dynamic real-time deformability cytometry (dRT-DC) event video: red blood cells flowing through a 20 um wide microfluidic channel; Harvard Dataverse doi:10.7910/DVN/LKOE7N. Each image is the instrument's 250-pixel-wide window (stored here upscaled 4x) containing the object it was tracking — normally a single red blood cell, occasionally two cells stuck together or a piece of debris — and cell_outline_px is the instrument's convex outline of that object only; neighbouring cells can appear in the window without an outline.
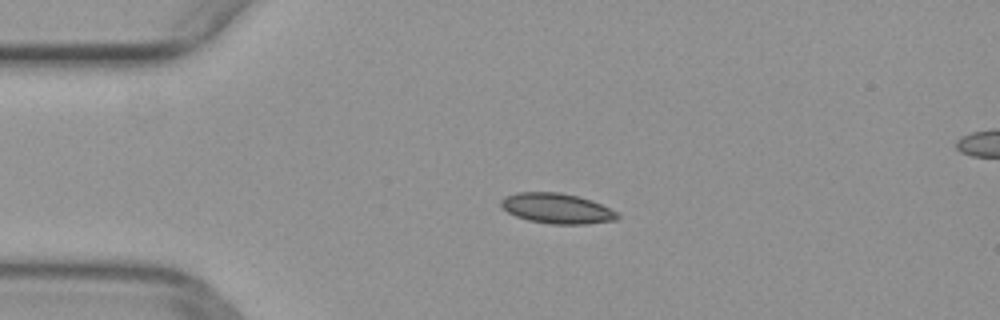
{"species": "common noctule bat (a hibernating species)", "species_latin": "Nyctalus noctula", "temperature_condition": "warm", "stored_images_in_passage": 49, "camera_frame_rate_fps": 3000, "um_per_image_px": 0.085, "animal": {"sex": "female", "body_mass_g": 29.2, "forearm_length_mm": 56.3}, "frame": {"image": 1, "passage_image": 10, "time_ms": 3.0, "image_size_px": [1000, 320], "cell_outline_px": [[620, 216], [616, 220], [588, 224], [552, 224], [528, 220], [516, 216], [508, 212], [500, 204], [500, 200], [504, 196], [516, 192], [560, 192], [580, 196], [592, 200], [616, 212]], "centroid_in_image_um": [47.32, 17.71], "position_along_channel_um": 37.7, "area_um2": 20.58}}
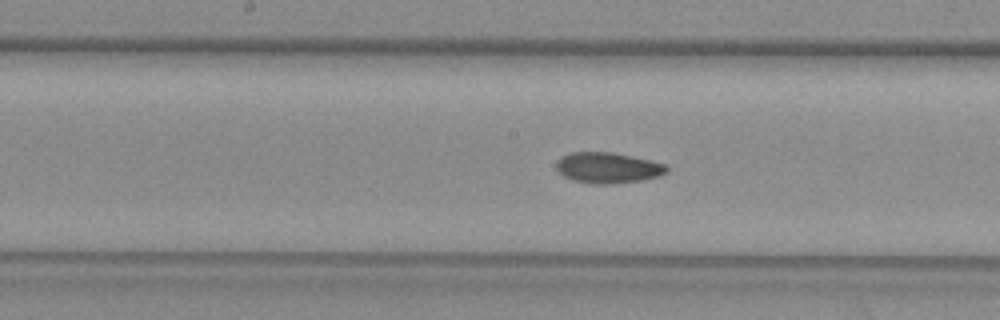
{"frame": {"image": 2, "passage_image": 24, "time_ms": 7.667, "image_size_px": [1000, 320], "cell_outline_px": [[668, 172], [660, 176], [644, 180], [612, 184], [592, 184], [572, 180], [564, 176], [556, 168], [556, 164], [568, 152], [612, 152], [632, 156], [668, 164]], "centroid_in_image_um": [51.73, 14.27], "position_along_channel_um": 196.5, "area_um2": 19.94}}
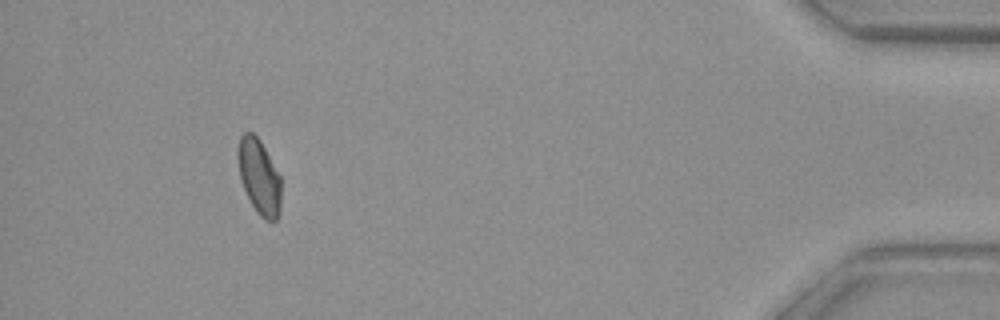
{"frame": {"image": 3, "passage_image": 45, "time_ms": 14.667, "image_size_px": [1000, 320], "cell_outline_px": [[280, 212], [276, 220], [264, 220], [256, 212], [240, 180], [236, 156], [236, 152], [240, 136], [244, 132], [252, 132], [260, 140], [280, 176]], "centroid_in_image_um": [22.0, 15.0], "position_along_channel_um": 413.2, "area_um2": 18.96}}